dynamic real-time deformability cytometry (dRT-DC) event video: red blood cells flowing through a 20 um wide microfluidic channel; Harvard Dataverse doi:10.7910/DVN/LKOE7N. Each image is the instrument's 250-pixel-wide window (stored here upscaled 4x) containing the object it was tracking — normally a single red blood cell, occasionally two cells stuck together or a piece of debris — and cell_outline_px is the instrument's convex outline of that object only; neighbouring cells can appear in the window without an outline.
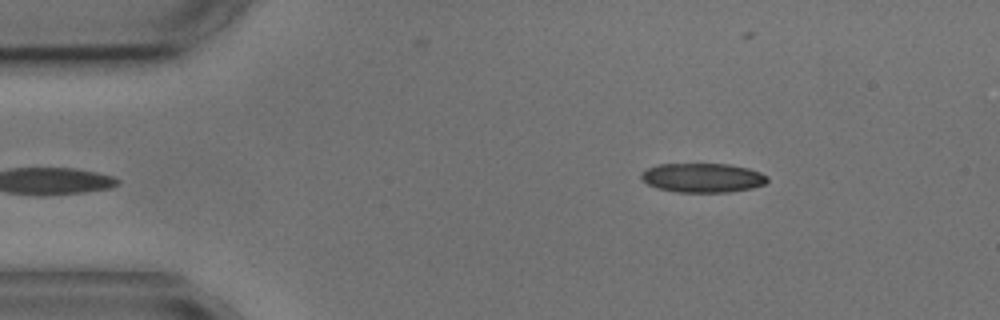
{"species": "common noctule bat (a hibernating species)", "species_latin": "Nyctalus noctula", "temperature_condition": "cold", "stored_images_in_passage": 5, "camera_frame_rate_fps": 3000, "um_per_image_px": 0.085, "animal": {"sex": "male", "body_mass_g": 17.9, "forearm_length_mm": 54.2}, "frame": {"image": 1, "passage_image": 5, "time_ms": 4.667, "image_size_px": [1000, 320], "cell_outline_px": [[768, 180], [764, 184], [752, 188], [728, 192], [676, 192], [656, 188], [648, 184], [640, 176], [640, 172], [656, 164], [728, 164], [748, 168], [760, 172], [768, 176]], "centroid_in_image_um": [59.71, 15.11], "position_along_channel_um": 25.3, "area_um2": 21.56}}